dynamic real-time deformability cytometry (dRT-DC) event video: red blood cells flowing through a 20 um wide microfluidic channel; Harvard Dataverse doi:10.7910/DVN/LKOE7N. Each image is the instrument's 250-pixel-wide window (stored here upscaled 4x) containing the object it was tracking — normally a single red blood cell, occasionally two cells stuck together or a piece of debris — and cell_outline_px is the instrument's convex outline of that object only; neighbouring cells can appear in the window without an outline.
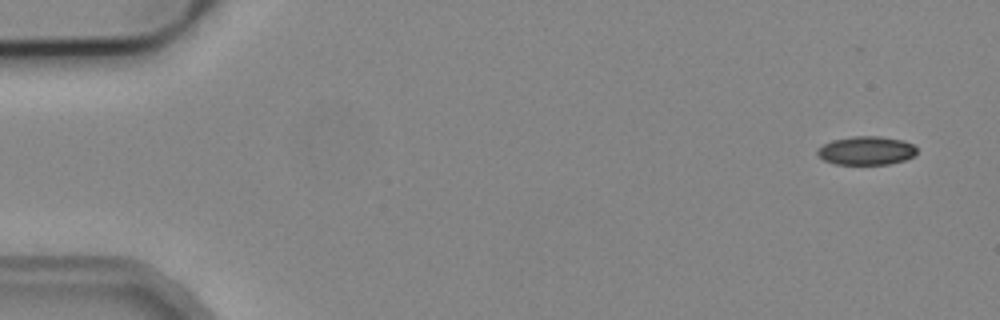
{"species": "common noctule bat (a hibernating species)", "species_latin": "Nyctalus noctula", "temperature_condition": "cold", "stored_images_in_passage": 7, "camera_frame_rate_fps": 3000, "um_per_image_px": 0.085, "animal": {"sex": "male", "body_mass_g": 19.2, "forearm_length_mm": 51.8}, "frame": {"image": 1, "passage_image": 1, "time_ms": 0.0, "image_size_px": [1000, 320], "cell_outline_px": [[916, 152], [912, 156], [904, 160], [888, 164], [836, 164], [824, 160], [816, 152], [816, 148], [832, 140], [852, 136], [880, 136], [904, 140], [912, 144], [916, 148]], "centroid_in_image_um": [73.61, 12.79], "position_along_channel_um": 11.4, "area_um2": 16.53}}